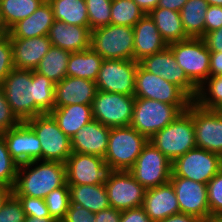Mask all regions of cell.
I'll list each match as a JSON object with an SVG mask.
<instances>
[{
  "mask_svg": "<svg viewBox=\"0 0 222 222\" xmlns=\"http://www.w3.org/2000/svg\"><path fill=\"white\" fill-rule=\"evenodd\" d=\"M1 85L13 114L20 122L49 114L55 108V83L35 70L14 68Z\"/></svg>",
  "mask_w": 222,
  "mask_h": 222,
  "instance_id": "cell-1",
  "label": "cell"
},
{
  "mask_svg": "<svg viewBox=\"0 0 222 222\" xmlns=\"http://www.w3.org/2000/svg\"><path fill=\"white\" fill-rule=\"evenodd\" d=\"M66 183L64 163L34 160L18 166L12 193L44 199L51 191Z\"/></svg>",
  "mask_w": 222,
  "mask_h": 222,
  "instance_id": "cell-2",
  "label": "cell"
},
{
  "mask_svg": "<svg viewBox=\"0 0 222 222\" xmlns=\"http://www.w3.org/2000/svg\"><path fill=\"white\" fill-rule=\"evenodd\" d=\"M148 141L131 126L111 128L104 157L109 170L128 171Z\"/></svg>",
  "mask_w": 222,
  "mask_h": 222,
  "instance_id": "cell-3",
  "label": "cell"
},
{
  "mask_svg": "<svg viewBox=\"0 0 222 222\" xmlns=\"http://www.w3.org/2000/svg\"><path fill=\"white\" fill-rule=\"evenodd\" d=\"M149 142L173 162L197 147L192 116L187 111L182 112L172 123L155 133Z\"/></svg>",
  "mask_w": 222,
  "mask_h": 222,
  "instance_id": "cell-4",
  "label": "cell"
},
{
  "mask_svg": "<svg viewBox=\"0 0 222 222\" xmlns=\"http://www.w3.org/2000/svg\"><path fill=\"white\" fill-rule=\"evenodd\" d=\"M187 78L199 88L210 76V51L202 38H187L168 44Z\"/></svg>",
  "mask_w": 222,
  "mask_h": 222,
  "instance_id": "cell-5",
  "label": "cell"
},
{
  "mask_svg": "<svg viewBox=\"0 0 222 222\" xmlns=\"http://www.w3.org/2000/svg\"><path fill=\"white\" fill-rule=\"evenodd\" d=\"M90 47L103 59L134 60V30L107 25L91 31Z\"/></svg>",
  "mask_w": 222,
  "mask_h": 222,
  "instance_id": "cell-6",
  "label": "cell"
},
{
  "mask_svg": "<svg viewBox=\"0 0 222 222\" xmlns=\"http://www.w3.org/2000/svg\"><path fill=\"white\" fill-rule=\"evenodd\" d=\"M182 111L175 105L148 98H135L130 126L148 140L158 131L172 123Z\"/></svg>",
  "mask_w": 222,
  "mask_h": 222,
  "instance_id": "cell-7",
  "label": "cell"
},
{
  "mask_svg": "<svg viewBox=\"0 0 222 222\" xmlns=\"http://www.w3.org/2000/svg\"><path fill=\"white\" fill-rule=\"evenodd\" d=\"M26 123L41 143V160L65 163L72 153L71 138L65 135L50 114L33 117Z\"/></svg>",
  "mask_w": 222,
  "mask_h": 222,
  "instance_id": "cell-8",
  "label": "cell"
},
{
  "mask_svg": "<svg viewBox=\"0 0 222 222\" xmlns=\"http://www.w3.org/2000/svg\"><path fill=\"white\" fill-rule=\"evenodd\" d=\"M135 98H148L177 106L182 112L187 111L193 102L178 86L159 75L145 70L138 64L135 76Z\"/></svg>",
  "mask_w": 222,
  "mask_h": 222,
  "instance_id": "cell-9",
  "label": "cell"
},
{
  "mask_svg": "<svg viewBox=\"0 0 222 222\" xmlns=\"http://www.w3.org/2000/svg\"><path fill=\"white\" fill-rule=\"evenodd\" d=\"M221 169V155L196 147L172 162L171 177L207 184Z\"/></svg>",
  "mask_w": 222,
  "mask_h": 222,
  "instance_id": "cell-10",
  "label": "cell"
},
{
  "mask_svg": "<svg viewBox=\"0 0 222 222\" xmlns=\"http://www.w3.org/2000/svg\"><path fill=\"white\" fill-rule=\"evenodd\" d=\"M128 171L145 189L153 188L170 181L172 162L148 141Z\"/></svg>",
  "mask_w": 222,
  "mask_h": 222,
  "instance_id": "cell-11",
  "label": "cell"
},
{
  "mask_svg": "<svg viewBox=\"0 0 222 222\" xmlns=\"http://www.w3.org/2000/svg\"><path fill=\"white\" fill-rule=\"evenodd\" d=\"M134 103V96L97 90L91 105L93 119L110 128L130 126Z\"/></svg>",
  "mask_w": 222,
  "mask_h": 222,
  "instance_id": "cell-12",
  "label": "cell"
},
{
  "mask_svg": "<svg viewBox=\"0 0 222 222\" xmlns=\"http://www.w3.org/2000/svg\"><path fill=\"white\" fill-rule=\"evenodd\" d=\"M138 64L134 60L104 59L95 81L97 90L134 96Z\"/></svg>",
  "mask_w": 222,
  "mask_h": 222,
  "instance_id": "cell-13",
  "label": "cell"
},
{
  "mask_svg": "<svg viewBox=\"0 0 222 222\" xmlns=\"http://www.w3.org/2000/svg\"><path fill=\"white\" fill-rule=\"evenodd\" d=\"M104 184L112 208L123 211L143 205L146 189L129 171L110 170Z\"/></svg>",
  "mask_w": 222,
  "mask_h": 222,
  "instance_id": "cell-14",
  "label": "cell"
},
{
  "mask_svg": "<svg viewBox=\"0 0 222 222\" xmlns=\"http://www.w3.org/2000/svg\"><path fill=\"white\" fill-rule=\"evenodd\" d=\"M187 112L192 116L196 146L222 156V110H208L192 102Z\"/></svg>",
  "mask_w": 222,
  "mask_h": 222,
  "instance_id": "cell-15",
  "label": "cell"
},
{
  "mask_svg": "<svg viewBox=\"0 0 222 222\" xmlns=\"http://www.w3.org/2000/svg\"><path fill=\"white\" fill-rule=\"evenodd\" d=\"M139 64L148 72L159 75L178 86L192 101L197 96L198 88L187 78L178 65L172 50L167 47L161 52L144 57Z\"/></svg>",
  "mask_w": 222,
  "mask_h": 222,
  "instance_id": "cell-16",
  "label": "cell"
},
{
  "mask_svg": "<svg viewBox=\"0 0 222 222\" xmlns=\"http://www.w3.org/2000/svg\"><path fill=\"white\" fill-rule=\"evenodd\" d=\"M68 185L104 184L109 173L101 156L72 152L64 163Z\"/></svg>",
  "mask_w": 222,
  "mask_h": 222,
  "instance_id": "cell-17",
  "label": "cell"
},
{
  "mask_svg": "<svg viewBox=\"0 0 222 222\" xmlns=\"http://www.w3.org/2000/svg\"><path fill=\"white\" fill-rule=\"evenodd\" d=\"M180 207V213L196 216L207 221L210 216L207 184L199 183L184 177H171Z\"/></svg>",
  "mask_w": 222,
  "mask_h": 222,
  "instance_id": "cell-18",
  "label": "cell"
},
{
  "mask_svg": "<svg viewBox=\"0 0 222 222\" xmlns=\"http://www.w3.org/2000/svg\"><path fill=\"white\" fill-rule=\"evenodd\" d=\"M7 149L17 165L41 160V143L34 130L26 123L2 133Z\"/></svg>",
  "mask_w": 222,
  "mask_h": 222,
  "instance_id": "cell-19",
  "label": "cell"
},
{
  "mask_svg": "<svg viewBox=\"0 0 222 222\" xmlns=\"http://www.w3.org/2000/svg\"><path fill=\"white\" fill-rule=\"evenodd\" d=\"M96 83L89 79L66 76L55 83V107L67 105H92L96 94Z\"/></svg>",
  "mask_w": 222,
  "mask_h": 222,
  "instance_id": "cell-20",
  "label": "cell"
},
{
  "mask_svg": "<svg viewBox=\"0 0 222 222\" xmlns=\"http://www.w3.org/2000/svg\"><path fill=\"white\" fill-rule=\"evenodd\" d=\"M14 68L35 70L52 44L48 37L10 38Z\"/></svg>",
  "mask_w": 222,
  "mask_h": 222,
  "instance_id": "cell-21",
  "label": "cell"
},
{
  "mask_svg": "<svg viewBox=\"0 0 222 222\" xmlns=\"http://www.w3.org/2000/svg\"><path fill=\"white\" fill-rule=\"evenodd\" d=\"M110 127L92 120L71 138L72 152L105 157Z\"/></svg>",
  "mask_w": 222,
  "mask_h": 222,
  "instance_id": "cell-22",
  "label": "cell"
},
{
  "mask_svg": "<svg viewBox=\"0 0 222 222\" xmlns=\"http://www.w3.org/2000/svg\"><path fill=\"white\" fill-rule=\"evenodd\" d=\"M142 207L153 222L180 213L177 196L170 182L146 189Z\"/></svg>",
  "mask_w": 222,
  "mask_h": 222,
  "instance_id": "cell-23",
  "label": "cell"
},
{
  "mask_svg": "<svg viewBox=\"0 0 222 222\" xmlns=\"http://www.w3.org/2000/svg\"><path fill=\"white\" fill-rule=\"evenodd\" d=\"M48 37L53 46L71 53L90 48L91 30L89 26H77L54 20Z\"/></svg>",
  "mask_w": 222,
  "mask_h": 222,
  "instance_id": "cell-24",
  "label": "cell"
},
{
  "mask_svg": "<svg viewBox=\"0 0 222 222\" xmlns=\"http://www.w3.org/2000/svg\"><path fill=\"white\" fill-rule=\"evenodd\" d=\"M134 61L163 51L168 47L149 14H145L133 27Z\"/></svg>",
  "mask_w": 222,
  "mask_h": 222,
  "instance_id": "cell-25",
  "label": "cell"
},
{
  "mask_svg": "<svg viewBox=\"0 0 222 222\" xmlns=\"http://www.w3.org/2000/svg\"><path fill=\"white\" fill-rule=\"evenodd\" d=\"M53 9L45 0L30 16L18 21L8 31L10 38L46 36L54 23Z\"/></svg>",
  "mask_w": 222,
  "mask_h": 222,
  "instance_id": "cell-26",
  "label": "cell"
},
{
  "mask_svg": "<svg viewBox=\"0 0 222 222\" xmlns=\"http://www.w3.org/2000/svg\"><path fill=\"white\" fill-rule=\"evenodd\" d=\"M49 114L57 122L61 131L70 138L93 120L91 105L71 104L64 107H55Z\"/></svg>",
  "mask_w": 222,
  "mask_h": 222,
  "instance_id": "cell-27",
  "label": "cell"
},
{
  "mask_svg": "<svg viewBox=\"0 0 222 222\" xmlns=\"http://www.w3.org/2000/svg\"><path fill=\"white\" fill-rule=\"evenodd\" d=\"M70 203L96 213L110 206L105 184L68 185Z\"/></svg>",
  "mask_w": 222,
  "mask_h": 222,
  "instance_id": "cell-28",
  "label": "cell"
},
{
  "mask_svg": "<svg viewBox=\"0 0 222 222\" xmlns=\"http://www.w3.org/2000/svg\"><path fill=\"white\" fill-rule=\"evenodd\" d=\"M103 58L91 47L84 51L70 54L67 65V76L96 81Z\"/></svg>",
  "mask_w": 222,
  "mask_h": 222,
  "instance_id": "cell-29",
  "label": "cell"
},
{
  "mask_svg": "<svg viewBox=\"0 0 222 222\" xmlns=\"http://www.w3.org/2000/svg\"><path fill=\"white\" fill-rule=\"evenodd\" d=\"M149 16L167 44L189 38L183 29L180 12L157 7Z\"/></svg>",
  "mask_w": 222,
  "mask_h": 222,
  "instance_id": "cell-30",
  "label": "cell"
},
{
  "mask_svg": "<svg viewBox=\"0 0 222 222\" xmlns=\"http://www.w3.org/2000/svg\"><path fill=\"white\" fill-rule=\"evenodd\" d=\"M206 0H187L180 11L183 29L188 37L202 38L205 35Z\"/></svg>",
  "mask_w": 222,
  "mask_h": 222,
  "instance_id": "cell-31",
  "label": "cell"
},
{
  "mask_svg": "<svg viewBox=\"0 0 222 222\" xmlns=\"http://www.w3.org/2000/svg\"><path fill=\"white\" fill-rule=\"evenodd\" d=\"M70 54L71 52L52 45L35 71L46 76L54 83H58L67 76L66 71Z\"/></svg>",
  "mask_w": 222,
  "mask_h": 222,
  "instance_id": "cell-32",
  "label": "cell"
},
{
  "mask_svg": "<svg viewBox=\"0 0 222 222\" xmlns=\"http://www.w3.org/2000/svg\"><path fill=\"white\" fill-rule=\"evenodd\" d=\"M54 19L77 26H89L85 0H48Z\"/></svg>",
  "mask_w": 222,
  "mask_h": 222,
  "instance_id": "cell-33",
  "label": "cell"
},
{
  "mask_svg": "<svg viewBox=\"0 0 222 222\" xmlns=\"http://www.w3.org/2000/svg\"><path fill=\"white\" fill-rule=\"evenodd\" d=\"M45 0H0V16L6 31L30 16Z\"/></svg>",
  "mask_w": 222,
  "mask_h": 222,
  "instance_id": "cell-34",
  "label": "cell"
},
{
  "mask_svg": "<svg viewBox=\"0 0 222 222\" xmlns=\"http://www.w3.org/2000/svg\"><path fill=\"white\" fill-rule=\"evenodd\" d=\"M193 102L204 109L222 110V76H209Z\"/></svg>",
  "mask_w": 222,
  "mask_h": 222,
  "instance_id": "cell-35",
  "label": "cell"
},
{
  "mask_svg": "<svg viewBox=\"0 0 222 222\" xmlns=\"http://www.w3.org/2000/svg\"><path fill=\"white\" fill-rule=\"evenodd\" d=\"M144 15L133 0H112L110 24L134 27Z\"/></svg>",
  "mask_w": 222,
  "mask_h": 222,
  "instance_id": "cell-36",
  "label": "cell"
},
{
  "mask_svg": "<svg viewBox=\"0 0 222 222\" xmlns=\"http://www.w3.org/2000/svg\"><path fill=\"white\" fill-rule=\"evenodd\" d=\"M44 200L51 218L56 222L64 220L70 205L68 184L51 191Z\"/></svg>",
  "mask_w": 222,
  "mask_h": 222,
  "instance_id": "cell-37",
  "label": "cell"
},
{
  "mask_svg": "<svg viewBox=\"0 0 222 222\" xmlns=\"http://www.w3.org/2000/svg\"><path fill=\"white\" fill-rule=\"evenodd\" d=\"M89 18V28L110 25L112 0H85Z\"/></svg>",
  "mask_w": 222,
  "mask_h": 222,
  "instance_id": "cell-38",
  "label": "cell"
},
{
  "mask_svg": "<svg viewBox=\"0 0 222 222\" xmlns=\"http://www.w3.org/2000/svg\"><path fill=\"white\" fill-rule=\"evenodd\" d=\"M18 165L12 159L11 154L7 149L6 142L2 134H0V185H4L13 189Z\"/></svg>",
  "mask_w": 222,
  "mask_h": 222,
  "instance_id": "cell-39",
  "label": "cell"
},
{
  "mask_svg": "<svg viewBox=\"0 0 222 222\" xmlns=\"http://www.w3.org/2000/svg\"><path fill=\"white\" fill-rule=\"evenodd\" d=\"M210 216L222 215V169L207 183Z\"/></svg>",
  "mask_w": 222,
  "mask_h": 222,
  "instance_id": "cell-40",
  "label": "cell"
},
{
  "mask_svg": "<svg viewBox=\"0 0 222 222\" xmlns=\"http://www.w3.org/2000/svg\"><path fill=\"white\" fill-rule=\"evenodd\" d=\"M25 217L20 201L12 193L0 209V222H24Z\"/></svg>",
  "mask_w": 222,
  "mask_h": 222,
  "instance_id": "cell-41",
  "label": "cell"
},
{
  "mask_svg": "<svg viewBox=\"0 0 222 222\" xmlns=\"http://www.w3.org/2000/svg\"><path fill=\"white\" fill-rule=\"evenodd\" d=\"M14 69L12 45L8 33L0 34V83Z\"/></svg>",
  "mask_w": 222,
  "mask_h": 222,
  "instance_id": "cell-42",
  "label": "cell"
},
{
  "mask_svg": "<svg viewBox=\"0 0 222 222\" xmlns=\"http://www.w3.org/2000/svg\"><path fill=\"white\" fill-rule=\"evenodd\" d=\"M20 201L26 217H51L45 200L25 195H15Z\"/></svg>",
  "mask_w": 222,
  "mask_h": 222,
  "instance_id": "cell-43",
  "label": "cell"
},
{
  "mask_svg": "<svg viewBox=\"0 0 222 222\" xmlns=\"http://www.w3.org/2000/svg\"><path fill=\"white\" fill-rule=\"evenodd\" d=\"M20 121L13 114L0 83V134L17 126Z\"/></svg>",
  "mask_w": 222,
  "mask_h": 222,
  "instance_id": "cell-44",
  "label": "cell"
},
{
  "mask_svg": "<svg viewBox=\"0 0 222 222\" xmlns=\"http://www.w3.org/2000/svg\"><path fill=\"white\" fill-rule=\"evenodd\" d=\"M94 216H95V213L90 212L85 207L70 203L66 216L64 218V221L65 222H95Z\"/></svg>",
  "mask_w": 222,
  "mask_h": 222,
  "instance_id": "cell-45",
  "label": "cell"
},
{
  "mask_svg": "<svg viewBox=\"0 0 222 222\" xmlns=\"http://www.w3.org/2000/svg\"><path fill=\"white\" fill-rule=\"evenodd\" d=\"M222 27V6L209 5L205 14V34Z\"/></svg>",
  "mask_w": 222,
  "mask_h": 222,
  "instance_id": "cell-46",
  "label": "cell"
},
{
  "mask_svg": "<svg viewBox=\"0 0 222 222\" xmlns=\"http://www.w3.org/2000/svg\"><path fill=\"white\" fill-rule=\"evenodd\" d=\"M120 222H153L145 213L144 208L137 207L121 211Z\"/></svg>",
  "mask_w": 222,
  "mask_h": 222,
  "instance_id": "cell-47",
  "label": "cell"
},
{
  "mask_svg": "<svg viewBox=\"0 0 222 222\" xmlns=\"http://www.w3.org/2000/svg\"><path fill=\"white\" fill-rule=\"evenodd\" d=\"M202 39L210 52H222V27L206 33Z\"/></svg>",
  "mask_w": 222,
  "mask_h": 222,
  "instance_id": "cell-48",
  "label": "cell"
},
{
  "mask_svg": "<svg viewBox=\"0 0 222 222\" xmlns=\"http://www.w3.org/2000/svg\"><path fill=\"white\" fill-rule=\"evenodd\" d=\"M121 211L112 207L95 213V222H120Z\"/></svg>",
  "mask_w": 222,
  "mask_h": 222,
  "instance_id": "cell-49",
  "label": "cell"
},
{
  "mask_svg": "<svg viewBox=\"0 0 222 222\" xmlns=\"http://www.w3.org/2000/svg\"><path fill=\"white\" fill-rule=\"evenodd\" d=\"M210 76H222V52H210Z\"/></svg>",
  "mask_w": 222,
  "mask_h": 222,
  "instance_id": "cell-50",
  "label": "cell"
},
{
  "mask_svg": "<svg viewBox=\"0 0 222 222\" xmlns=\"http://www.w3.org/2000/svg\"><path fill=\"white\" fill-rule=\"evenodd\" d=\"M157 222H205V221L193 215L178 213L171 215L163 220H159Z\"/></svg>",
  "mask_w": 222,
  "mask_h": 222,
  "instance_id": "cell-51",
  "label": "cell"
},
{
  "mask_svg": "<svg viewBox=\"0 0 222 222\" xmlns=\"http://www.w3.org/2000/svg\"><path fill=\"white\" fill-rule=\"evenodd\" d=\"M186 2L187 0H159L157 7L180 12Z\"/></svg>",
  "mask_w": 222,
  "mask_h": 222,
  "instance_id": "cell-52",
  "label": "cell"
},
{
  "mask_svg": "<svg viewBox=\"0 0 222 222\" xmlns=\"http://www.w3.org/2000/svg\"><path fill=\"white\" fill-rule=\"evenodd\" d=\"M133 1L145 14H149L152 10L157 8L159 3V0H133Z\"/></svg>",
  "mask_w": 222,
  "mask_h": 222,
  "instance_id": "cell-53",
  "label": "cell"
},
{
  "mask_svg": "<svg viewBox=\"0 0 222 222\" xmlns=\"http://www.w3.org/2000/svg\"><path fill=\"white\" fill-rule=\"evenodd\" d=\"M12 194V189L4 185H0V209L2 208L4 202Z\"/></svg>",
  "mask_w": 222,
  "mask_h": 222,
  "instance_id": "cell-54",
  "label": "cell"
},
{
  "mask_svg": "<svg viewBox=\"0 0 222 222\" xmlns=\"http://www.w3.org/2000/svg\"><path fill=\"white\" fill-rule=\"evenodd\" d=\"M24 222H56L51 217H25Z\"/></svg>",
  "mask_w": 222,
  "mask_h": 222,
  "instance_id": "cell-55",
  "label": "cell"
},
{
  "mask_svg": "<svg viewBox=\"0 0 222 222\" xmlns=\"http://www.w3.org/2000/svg\"><path fill=\"white\" fill-rule=\"evenodd\" d=\"M205 222H222V215L218 216H211L207 221Z\"/></svg>",
  "mask_w": 222,
  "mask_h": 222,
  "instance_id": "cell-56",
  "label": "cell"
},
{
  "mask_svg": "<svg viewBox=\"0 0 222 222\" xmlns=\"http://www.w3.org/2000/svg\"><path fill=\"white\" fill-rule=\"evenodd\" d=\"M208 5L222 6V0H206Z\"/></svg>",
  "mask_w": 222,
  "mask_h": 222,
  "instance_id": "cell-57",
  "label": "cell"
},
{
  "mask_svg": "<svg viewBox=\"0 0 222 222\" xmlns=\"http://www.w3.org/2000/svg\"><path fill=\"white\" fill-rule=\"evenodd\" d=\"M3 33H7V31L4 28V25L0 16V34H3Z\"/></svg>",
  "mask_w": 222,
  "mask_h": 222,
  "instance_id": "cell-58",
  "label": "cell"
}]
</instances>
